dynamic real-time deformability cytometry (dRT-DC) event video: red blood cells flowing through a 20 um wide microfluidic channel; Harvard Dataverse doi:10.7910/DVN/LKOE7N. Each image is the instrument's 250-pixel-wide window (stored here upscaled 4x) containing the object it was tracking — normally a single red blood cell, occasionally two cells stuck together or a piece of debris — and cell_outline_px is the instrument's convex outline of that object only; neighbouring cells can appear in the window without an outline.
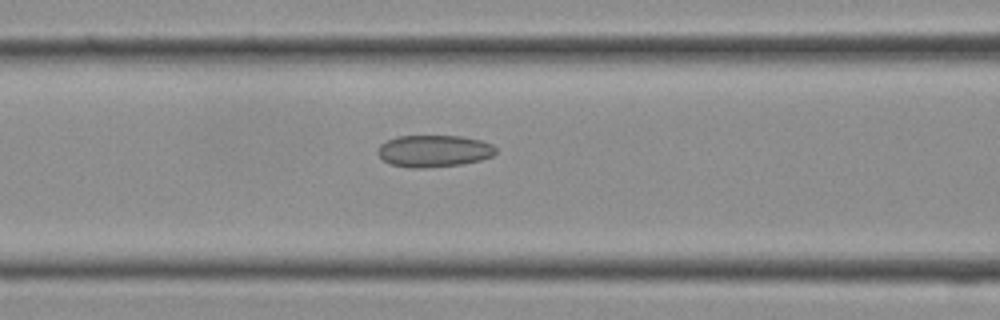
{"species": "Egyptian fruit bat (a non-hibernating species)", "species_latin": "Rousettus aegyptiacus", "temperature_condition": "cold", "stored_images_in_passage": 25, "camera_frame_rate_fps": 3000, "um_per_image_px": 0.085, "frame": {"image": 1, "passage_image": 8, "time_ms": 2.333, "image_size_px": [1000, 320], "cell_outline_px": [[496, 152], [492, 156], [480, 160], [460, 164], [424, 168], [408, 168], [392, 164], [384, 160], [376, 152], [376, 148], [380, 144], [396, 136], [460, 136], [480, 140], [492, 144], [496, 148]], "centroid_in_image_um": [36.86, 12.83], "position_along_channel_um": 129.7, "area_um2": 21.96}}
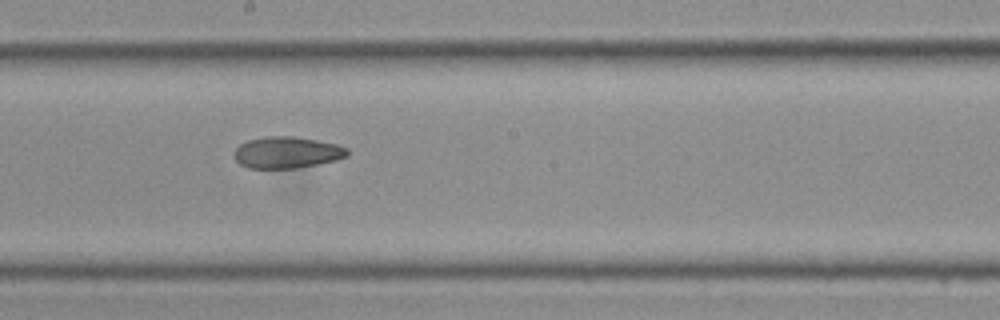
{"frame": {"image": 2, "passage_image": 12, "time_ms": 3.667, "image_size_px": [1000, 320], "cell_outline_px": [[348, 156], [336, 160], [296, 168], [248, 168], [240, 164], [236, 160], [232, 152], [240, 144], [248, 140], [268, 136], [296, 136], [336, 144], [348, 148]], "centroid_in_image_um": [24.37, 12.95], "position_along_channel_um": 223.8, "area_um2": 20.81}}
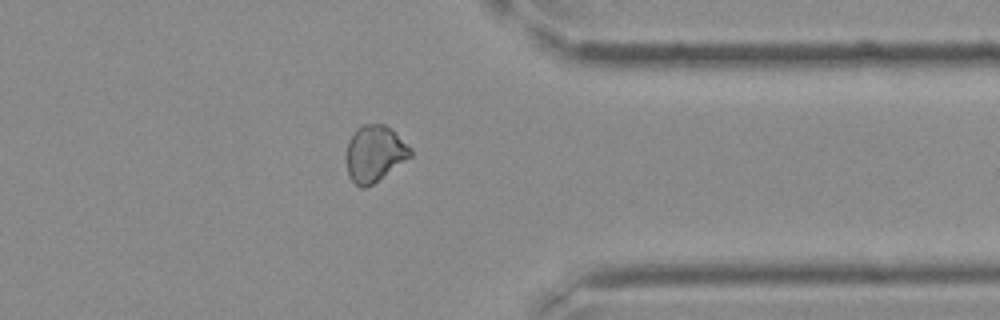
{"frame": {"image": 3, "passage_image": 19, "time_ms": 6.0, "image_size_px": [1000, 320], "cell_outline_px": [[412, 156], [372, 184], [364, 188], [360, 188], [348, 176], [344, 160], [344, 156], [348, 140], [356, 128], [364, 124], [384, 124], [392, 128], [412, 148]], "centroid_in_image_um": [31.81, 13.04], "position_along_channel_um": 379.6, "area_um2": 21.5}}